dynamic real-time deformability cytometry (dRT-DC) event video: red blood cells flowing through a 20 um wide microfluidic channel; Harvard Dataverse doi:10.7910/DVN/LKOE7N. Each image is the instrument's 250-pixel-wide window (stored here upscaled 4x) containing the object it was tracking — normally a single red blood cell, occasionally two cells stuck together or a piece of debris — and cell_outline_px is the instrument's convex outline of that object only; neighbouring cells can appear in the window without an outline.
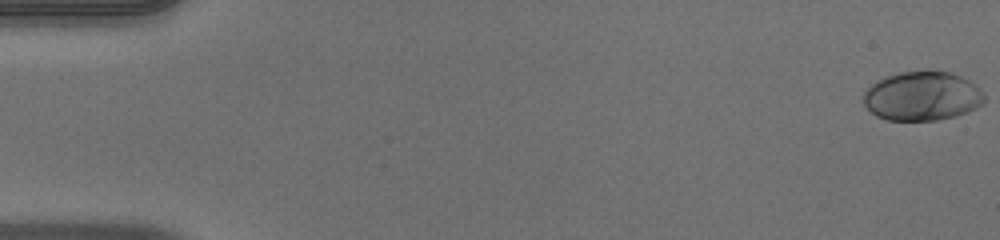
{"species": "human", "species_latin": "Homo sapiens", "temperature_condition": "warm", "stored_images_in_passage": 52, "camera_frame_rate_fps": 3000, "um_per_image_px": 0.085, "donor": {"sex": "male"}, "frame": {"image": 1, "passage_image": 1, "time_ms": 0.0, "image_size_px": [1000, 240], "cell_outline_px": [[984, 100], [976, 108], [956, 116], [936, 120], [888, 120], [876, 116], [864, 104], [864, 92], [876, 80], [884, 76], [900, 72], [952, 72], [968, 80], [980, 88], [984, 92]], "centroid_in_image_um": [78.38, 8.17], "position_along_channel_um": 6.6, "area_um2": 34.39}}
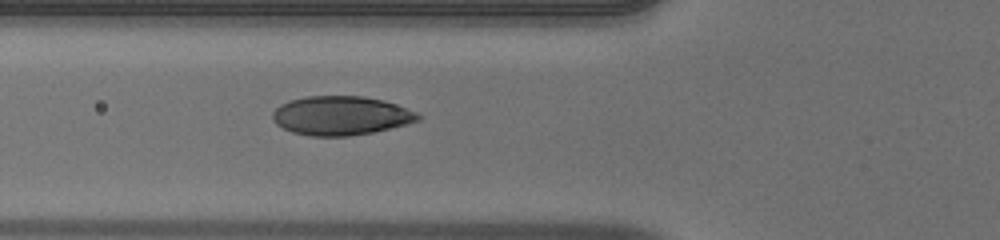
{"frame": {"image": 2, "passage_image": 20, "time_ms": 6.333, "image_size_px": [1000, 240], "cell_outline_px": [[420, 120], [408, 124], [372, 132], [348, 136], [308, 136], [292, 132], [276, 124], [272, 120], [272, 112], [280, 104], [288, 100], [308, 96], [364, 96], [384, 100], [416, 112], [420, 116]], "centroid_in_image_um": [28.94, 9.82], "position_along_channel_um": 96.9, "area_um2": 33.12}}
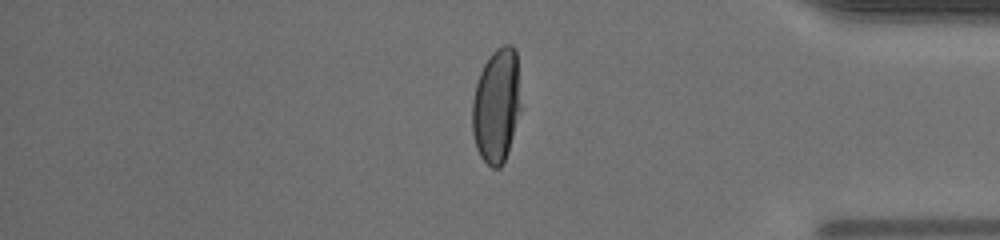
{"frame": {"image": 3, "passage_image": 44, "time_ms": 14.333, "image_size_px": [1000, 240], "cell_outline_px": [[524, 108], [504, 164], [500, 168], [492, 168], [480, 156], [476, 148], [472, 132], [472, 100], [476, 84], [480, 72], [484, 64], [492, 52], [496, 48], [504, 44], [512, 44], [516, 48]], "centroid_in_image_um": [42.27, 8.97], "position_along_channel_um": 392.9, "area_um2": 33.93}, "authors_computed_cell_mechanics": {"area_um2": 33.6974, "velocity_mm_per_s": 3.9987, "shape_relaxation_time_tau1_ms": 4.6017, "shape_relaxation_time_tau2_ms": null, "deformation_change_tau1": 0.2237, "deformation_change_tau2": null}}